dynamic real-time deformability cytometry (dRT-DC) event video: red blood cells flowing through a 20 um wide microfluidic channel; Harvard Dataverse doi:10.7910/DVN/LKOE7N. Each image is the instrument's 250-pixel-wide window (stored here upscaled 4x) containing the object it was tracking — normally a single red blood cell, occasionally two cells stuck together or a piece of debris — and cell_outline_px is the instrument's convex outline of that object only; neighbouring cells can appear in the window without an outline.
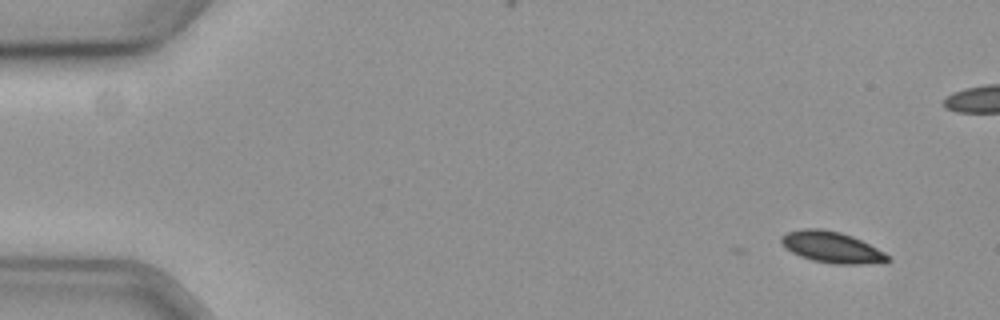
{"species": "common noctule bat (a hibernating species)", "species_latin": "Nyctalus noctula", "temperature_condition": "cold", "stored_images_in_passage": 5, "camera_frame_rate_fps": 3000, "um_per_image_px": 0.085, "animal": {"sex": "female", "body_mass_g": 19.3, "forearm_length_mm": 54.1}, "frame": {"image": 1, "passage_image": 1, "time_ms": 0.0, "image_size_px": [1000, 320], "cell_outline_px": [[892, 260], [888, 264], [832, 264], [812, 260], [800, 256], [784, 248], [780, 240], [780, 236], [788, 232], [804, 228], [820, 228], [840, 232], [852, 236], [884, 252]], "centroid_in_image_um": [70.72, 21.03], "position_along_channel_um": 14.3, "area_um2": 19.59}}